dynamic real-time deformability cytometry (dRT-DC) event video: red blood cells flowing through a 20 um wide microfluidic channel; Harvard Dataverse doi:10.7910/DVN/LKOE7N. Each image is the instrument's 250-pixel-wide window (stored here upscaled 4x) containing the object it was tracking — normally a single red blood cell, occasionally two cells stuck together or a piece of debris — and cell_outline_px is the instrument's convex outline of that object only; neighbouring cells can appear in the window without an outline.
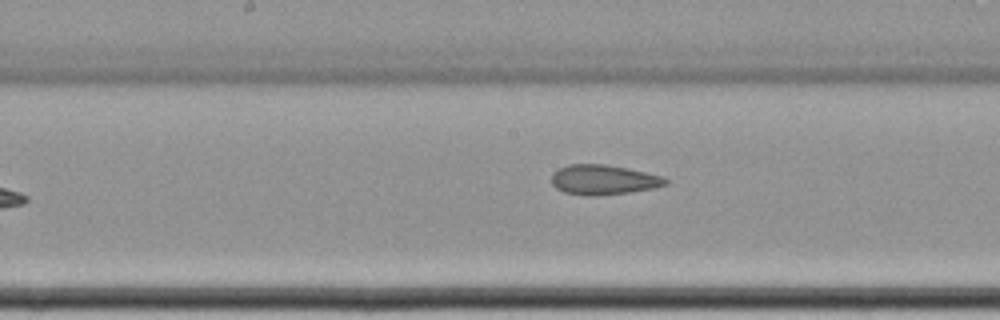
{"species": "common noctule bat (a hibernating species)", "species_latin": "Nyctalus noctula", "temperature_condition": "cold", "stored_images_in_passage": 9, "camera_frame_rate_fps": 3000, "um_per_image_px": 0.085, "animal": {"sex": "female", "body_mass_g": 22.7, "forearm_length_mm": 54.2}, "frame": {"image": 1, "passage_image": 9, "time_ms": 10.333, "image_size_px": [1000, 320], "cell_outline_px": [[668, 184], [656, 188], [628, 192], [592, 196], [588, 196], [564, 192], [556, 188], [552, 184], [552, 172], [568, 164], [604, 164], [628, 168], [664, 176], [668, 180]], "centroid_in_image_um": [51.32, 15.27], "position_along_channel_um": 196.9, "area_um2": 19.94}}